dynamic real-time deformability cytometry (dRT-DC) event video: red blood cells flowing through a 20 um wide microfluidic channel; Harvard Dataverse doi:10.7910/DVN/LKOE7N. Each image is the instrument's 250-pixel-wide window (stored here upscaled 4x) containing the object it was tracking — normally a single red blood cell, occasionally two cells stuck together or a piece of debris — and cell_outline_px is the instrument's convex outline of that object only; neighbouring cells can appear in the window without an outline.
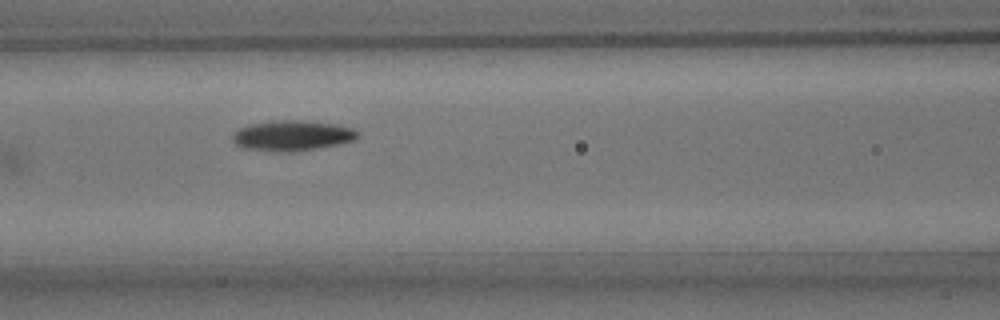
{"species": "common noctule bat (a hibernating species)", "species_latin": "Nyctalus noctula", "temperature_condition": "room temperature", "stored_images_in_passage": 15, "camera_frame_rate_fps": 3000, "um_per_image_px": 0.085, "animal": {"sex": "male", "body_mass_g": 15.6}, "frame": {"image": 1, "passage_image": 7, "time_ms": 8.333, "image_size_px": [1000, 320], "cell_outline_px": [[360, 136], [356, 140], [340, 144], [292, 152], [288, 152], [248, 148], [236, 144], [232, 140], [232, 132], [248, 124], [272, 120], [300, 120], [336, 124], [352, 128], [360, 132]], "centroid_in_image_um": [24.87, 11.51], "position_along_channel_um": 141.7, "area_um2": 22.2}}